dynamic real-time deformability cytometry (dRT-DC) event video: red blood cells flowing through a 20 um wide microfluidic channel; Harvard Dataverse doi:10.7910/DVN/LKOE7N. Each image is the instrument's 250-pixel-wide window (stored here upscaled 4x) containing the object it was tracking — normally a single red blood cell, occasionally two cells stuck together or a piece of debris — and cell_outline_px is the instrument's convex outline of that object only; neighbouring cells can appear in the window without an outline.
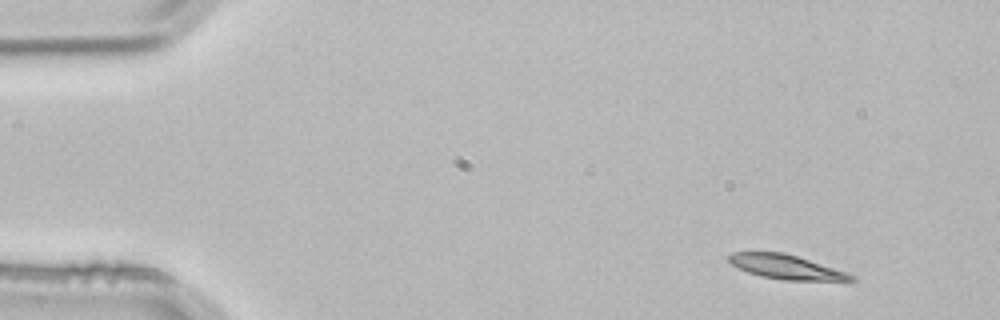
{"species": "common noctule bat (a hibernating species)", "species_latin": "Nyctalus noctula", "temperature_condition": "room temperature", "stored_images_in_passage": 3, "camera_frame_rate_fps": 3000, "um_per_image_px": 0.085, "animal": {"sex": "male", "body_mass_g": 21.5, "forearm_length_mm": 52.0}, "frame": {"image": 1, "passage_image": 1, "time_ms": 0.0, "image_size_px": [1000, 320], "cell_outline_px": [[856, 280], [784, 280], [760, 276], [748, 272], [732, 264], [728, 260], [728, 256], [732, 252], [784, 252], [856, 276]], "centroid_in_image_um": [66.75, 22.68], "position_along_channel_um": 18.2, "area_um2": 16.82}}
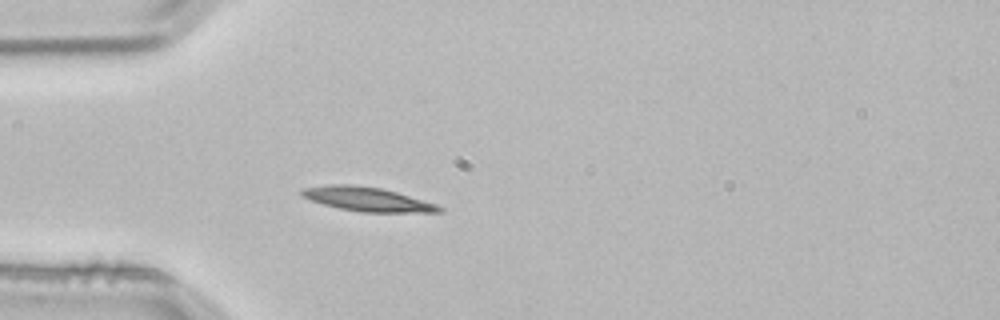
{"frame": {"image": 2, "passage_image": 3, "time_ms": 0.667, "image_size_px": [1000, 320], "cell_outline_px": [[444, 212], [360, 212], [340, 208], [324, 204], [300, 196], [300, 188], [328, 184], [352, 184], [380, 188], [396, 192], [436, 204], [444, 208]], "centroid_in_image_um": [31.18, 16.92], "position_along_channel_um": 53.8, "area_um2": 19.25}}